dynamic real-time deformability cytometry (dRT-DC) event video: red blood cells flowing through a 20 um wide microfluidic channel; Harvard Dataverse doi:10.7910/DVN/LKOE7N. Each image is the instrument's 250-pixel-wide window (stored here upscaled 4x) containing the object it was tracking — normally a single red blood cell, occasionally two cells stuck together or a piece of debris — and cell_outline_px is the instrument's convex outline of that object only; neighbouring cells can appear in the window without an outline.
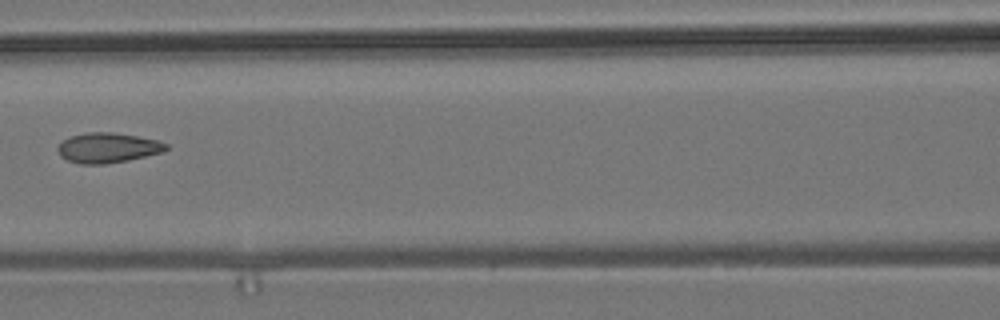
{"species": "common noctule bat (a hibernating species)", "species_latin": "Nyctalus noctula", "temperature_condition": "room temperature", "stored_images_in_passage": 5, "camera_frame_rate_fps": 3000, "um_per_image_px": 0.085, "animal": {"sex": "male", "body_mass_g": 19.2, "forearm_length_mm": 51.8}, "frame": {"image": 1, "passage_image": 4, "time_ms": 3.667, "image_size_px": [1000, 320], "cell_outline_px": [[168, 148], [164, 152], [128, 160], [104, 164], [80, 164], [68, 160], [60, 156], [56, 148], [64, 140], [72, 136], [84, 132], [112, 132], [160, 140], [168, 144]], "centroid_in_image_um": [9.18, 12.56], "position_along_channel_um": 157.4, "area_um2": 19.02}}
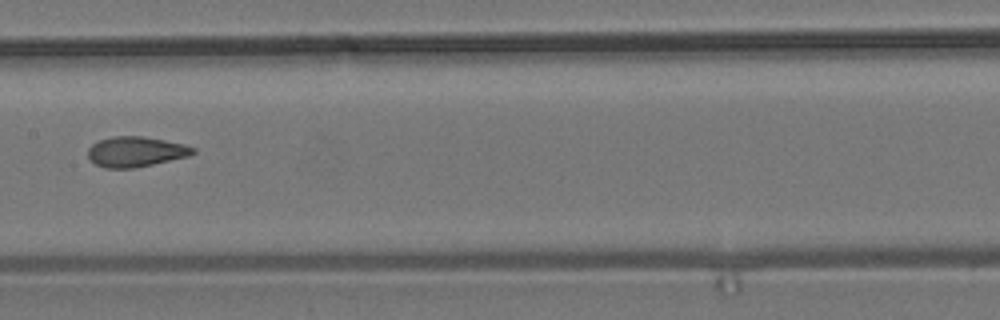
{"frame": {"image": 2, "passage_image": 5, "time_ms": 4.667, "image_size_px": [1000, 320], "cell_outline_px": [[196, 152], [188, 156], [152, 164], [132, 168], [104, 168], [88, 160], [88, 148], [92, 144], [100, 140], [112, 136], [144, 136], [184, 144], [196, 148]], "centroid_in_image_um": [11.51, 12.89], "position_along_channel_um": 195.9, "area_um2": 18.5}}